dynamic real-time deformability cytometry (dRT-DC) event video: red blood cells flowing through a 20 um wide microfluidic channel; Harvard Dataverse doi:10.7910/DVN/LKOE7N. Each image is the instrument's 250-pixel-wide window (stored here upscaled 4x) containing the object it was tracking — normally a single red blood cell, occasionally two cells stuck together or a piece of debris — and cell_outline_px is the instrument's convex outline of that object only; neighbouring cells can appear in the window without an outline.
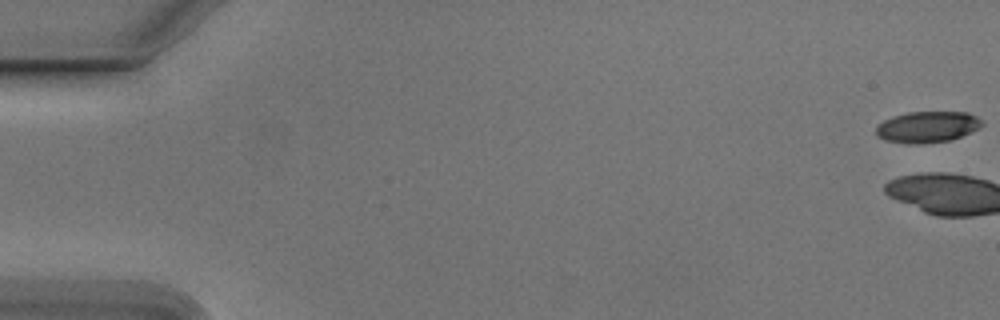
{"species": "Egyptian fruit bat (a non-hibernating species)", "species_latin": "Rousettus aegyptiacus", "temperature_condition": "cold", "stored_images_in_passage": 8, "camera_frame_rate_fps": 3000, "um_per_image_px": 0.085, "animal": {"sex": "male"}, "frame": {"image": 1, "passage_image": 1, "time_ms": 0.0, "image_size_px": [1000, 320], "cell_outline_px": [[984, 124], [960, 136], [948, 140], [912, 144], [884, 140], [876, 136], [876, 128], [884, 120], [892, 116], [908, 112], [968, 112], [984, 120]], "centroid_in_image_um": [78.8, 10.77], "position_along_channel_um": 6.2, "area_um2": 19.02}}